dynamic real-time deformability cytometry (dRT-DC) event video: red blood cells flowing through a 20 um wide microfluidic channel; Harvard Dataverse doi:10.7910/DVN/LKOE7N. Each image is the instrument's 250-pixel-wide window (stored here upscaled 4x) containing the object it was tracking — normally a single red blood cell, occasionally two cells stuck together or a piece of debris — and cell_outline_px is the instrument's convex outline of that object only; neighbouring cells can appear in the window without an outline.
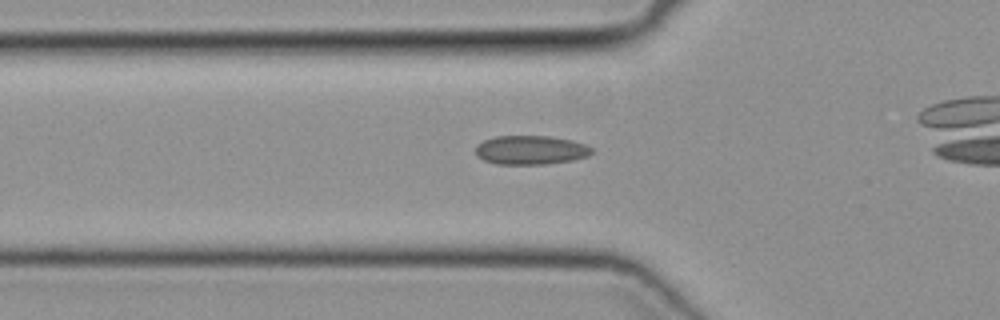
{"species": "common noctule bat (a hibernating species)", "species_latin": "Nyctalus noctula", "temperature_condition": "cold", "stored_images_in_passage": 29, "camera_frame_rate_fps": 3000, "um_per_image_px": 0.085, "animal": {"sex": "female", "body_mass_g": 19.3, "forearm_length_mm": 54.1}, "frame": {"image": 1, "passage_image": 6, "time_ms": 1.667, "image_size_px": [1000, 320], "cell_outline_px": [[592, 152], [588, 156], [572, 160], [544, 164], [496, 164], [484, 160], [476, 156], [476, 144], [484, 140], [496, 136], [548, 136], [572, 140], [584, 144], [592, 148]], "centroid_in_image_um": [45.08, 12.75], "position_along_channel_um": 80.7, "area_um2": 19.59}}
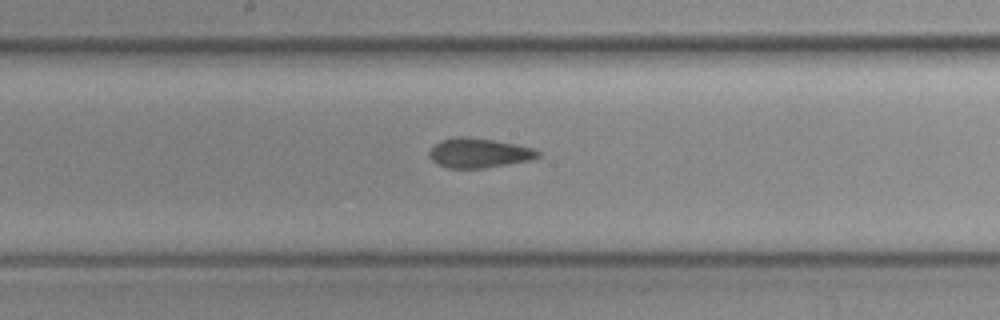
{"frame": {"image": 2, "passage_image": 15, "time_ms": 4.667, "image_size_px": [1000, 320], "cell_outline_px": [[540, 156], [532, 160], [484, 168], [448, 168], [432, 160], [428, 156], [428, 152], [440, 140], [456, 136], [468, 136], [516, 144], [532, 148], [540, 152]], "centroid_in_image_um": [40.71, 13.0], "position_along_channel_um": 207.5, "area_um2": 18.73}}
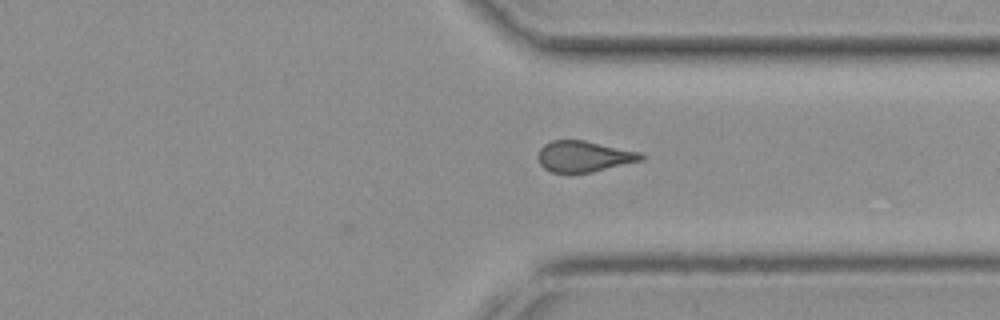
{"frame": {"image": 3, "passage_image": 26, "time_ms": 8.333, "image_size_px": [1000, 320], "cell_outline_px": [[644, 160], [592, 172], [552, 172], [544, 168], [540, 164], [536, 156], [540, 148], [544, 144], [552, 140], [584, 140], [640, 152], [644, 156]], "centroid_in_image_um": [49.62, 13.29], "position_along_channel_um": 361.8, "area_um2": 18.61}}